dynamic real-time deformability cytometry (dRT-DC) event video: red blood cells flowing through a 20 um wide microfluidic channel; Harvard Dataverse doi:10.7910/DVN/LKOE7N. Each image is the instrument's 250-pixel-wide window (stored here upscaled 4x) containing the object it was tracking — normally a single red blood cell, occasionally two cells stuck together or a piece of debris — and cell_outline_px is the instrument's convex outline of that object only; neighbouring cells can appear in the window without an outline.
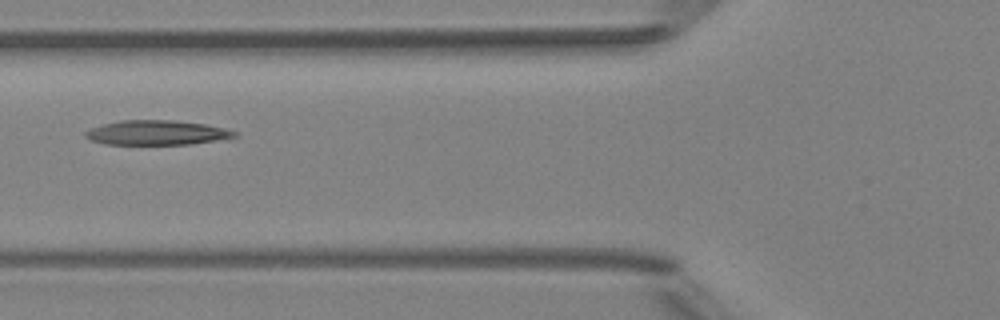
{"species": "Egyptian fruit bat (a non-hibernating species)", "species_latin": "Rousettus aegyptiacus", "temperature_condition": "room temperature", "stored_images_in_passage": 6, "camera_frame_rate_fps": 3000, "um_per_image_px": 0.085, "animal": {"sex": "female"}, "frame": {"image": 1, "passage_image": 6, "time_ms": 5.667, "image_size_px": [1000, 320], "cell_outline_px": [[240, 136], [228, 140], [188, 144], [104, 144], [92, 140], [84, 136], [84, 132], [92, 128], [104, 124], [120, 120], [172, 120], [204, 124], [224, 128], [236, 132]], "centroid_in_image_um": [13.4, 11.28], "position_along_channel_um": 112.4, "area_um2": 21.5}}